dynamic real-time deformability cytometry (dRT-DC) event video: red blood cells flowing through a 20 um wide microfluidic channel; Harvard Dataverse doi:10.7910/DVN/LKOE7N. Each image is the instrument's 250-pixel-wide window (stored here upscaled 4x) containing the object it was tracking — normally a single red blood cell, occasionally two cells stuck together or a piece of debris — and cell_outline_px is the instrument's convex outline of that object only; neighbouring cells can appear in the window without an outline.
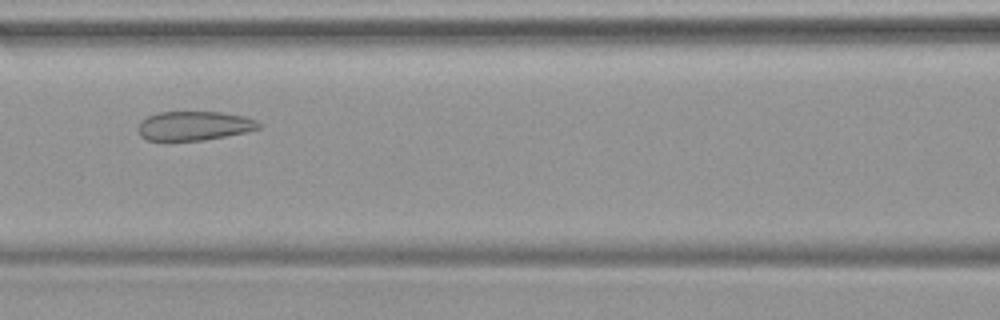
{"species": "common noctule bat (a hibernating species)", "species_latin": "Nyctalus noctula", "temperature_condition": "warm", "stored_images_in_passage": 7, "camera_frame_rate_fps": 3000, "um_per_image_px": 0.085, "animal": {"sex": "female", "body_mass_g": 19.9}, "frame": {"image": 1, "passage_image": 6, "time_ms": 1.667, "image_size_px": [1000, 320], "cell_outline_px": [[264, 124], [260, 128], [244, 132], [204, 140], [148, 140], [140, 136], [136, 128], [140, 120], [148, 116], [160, 112], [224, 112], [244, 116], [256, 120]], "centroid_in_image_um": [16.49, 10.68], "position_along_channel_um": 150.1, "area_um2": 20.58}}
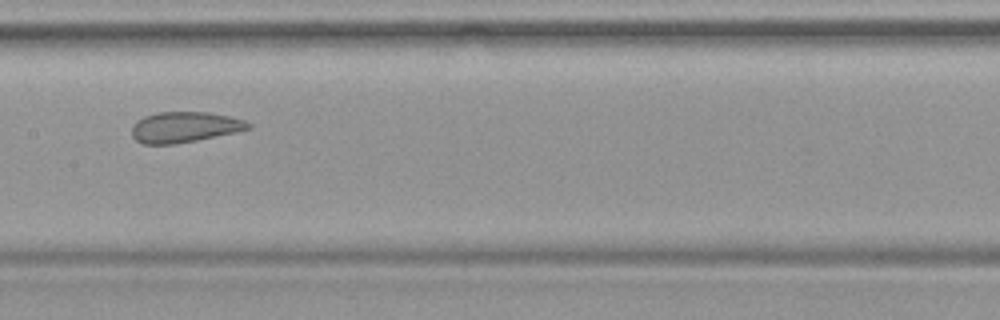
{"frame": {"image": 2, "passage_image": 7, "time_ms": 2.0, "image_size_px": [1000, 320], "cell_outline_px": [[252, 128], [236, 132], [176, 144], [144, 144], [136, 140], [132, 136], [132, 124], [136, 120], [144, 116], [156, 112], [208, 112], [228, 116], [244, 120], [252, 124]], "centroid_in_image_um": [15.67, 10.8], "position_along_channel_um": 191.7, "area_um2": 20.87}}